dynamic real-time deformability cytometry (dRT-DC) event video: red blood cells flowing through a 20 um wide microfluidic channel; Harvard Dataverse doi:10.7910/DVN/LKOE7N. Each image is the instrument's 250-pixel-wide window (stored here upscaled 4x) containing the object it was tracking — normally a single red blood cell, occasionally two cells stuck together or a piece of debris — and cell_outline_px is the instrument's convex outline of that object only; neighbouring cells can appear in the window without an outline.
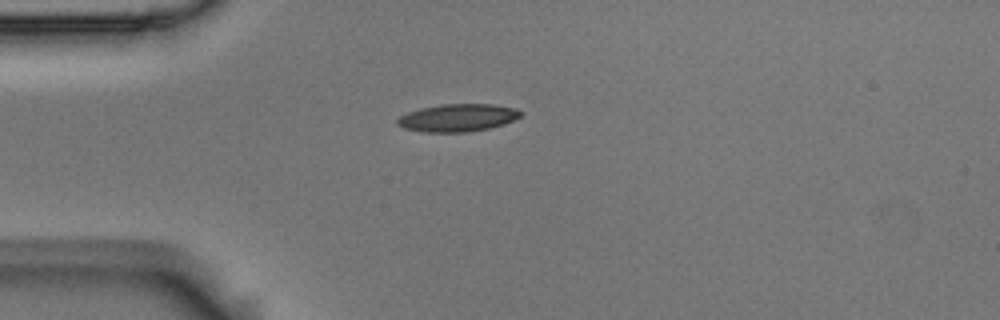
{"species": "Egyptian fruit bat (a non-hibernating species)", "species_latin": "Rousettus aegyptiacus", "temperature_condition": "room temperature", "stored_images_in_passage": 6, "camera_frame_rate_fps": 3000, "um_per_image_px": 0.085, "animal": {"sex": "male"}, "frame": {"image": 1, "passage_image": 1, "time_ms": 0.0, "image_size_px": [1000, 320], "cell_outline_px": [[524, 112], [520, 116], [504, 124], [488, 128], [468, 132], [424, 132], [404, 128], [396, 124], [396, 120], [400, 116], [408, 112], [420, 108], [444, 104], [492, 104], [516, 108]], "centroid_in_image_um": [38.9, 10.01], "position_along_channel_um": 46.1, "area_um2": 19.83}}
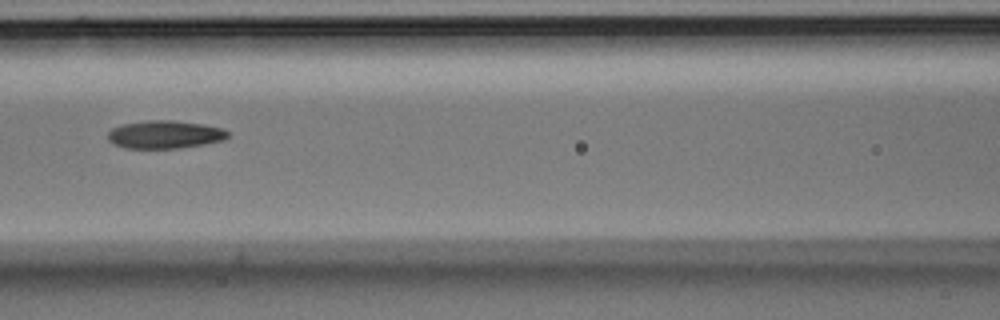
{"frame": {"image": 2, "passage_image": 4, "time_ms": 1.0, "image_size_px": [1000, 320], "cell_outline_px": [[228, 136], [224, 140], [204, 144], [176, 148], [124, 148], [108, 140], [108, 132], [112, 128], [124, 124], [148, 120], [172, 120], [204, 124], [224, 128], [228, 132]], "centroid_in_image_um": [14.03, 11.43], "position_along_channel_um": 152.6, "area_um2": 19.48}}
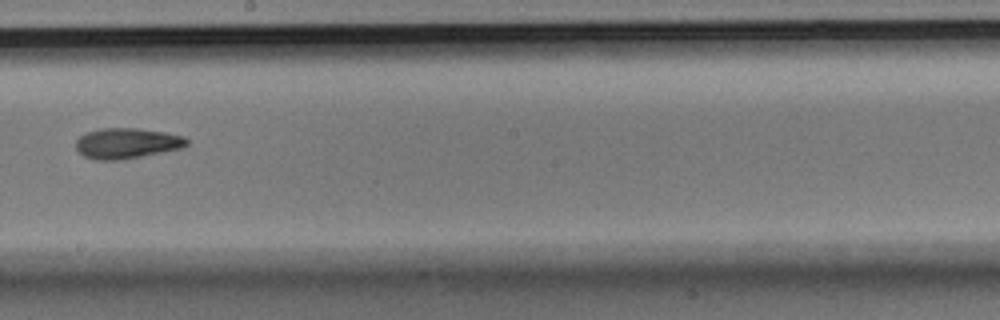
{"frame": {"image": 3, "passage_image": 6, "time_ms": 1.667, "image_size_px": [1000, 320], "cell_outline_px": [[188, 144], [180, 148], [120, 160], [96, 160], [84, 156], [76, 148], [76, 140], [80, 136], [88, 132], [100, 128], [136, 128], [168, 132], [184, 136], [188, 140]], "centroid_in_image_um": [10.78, 12.16], "position_along_channel_um": 237.4, "area_um2": 19.59}}